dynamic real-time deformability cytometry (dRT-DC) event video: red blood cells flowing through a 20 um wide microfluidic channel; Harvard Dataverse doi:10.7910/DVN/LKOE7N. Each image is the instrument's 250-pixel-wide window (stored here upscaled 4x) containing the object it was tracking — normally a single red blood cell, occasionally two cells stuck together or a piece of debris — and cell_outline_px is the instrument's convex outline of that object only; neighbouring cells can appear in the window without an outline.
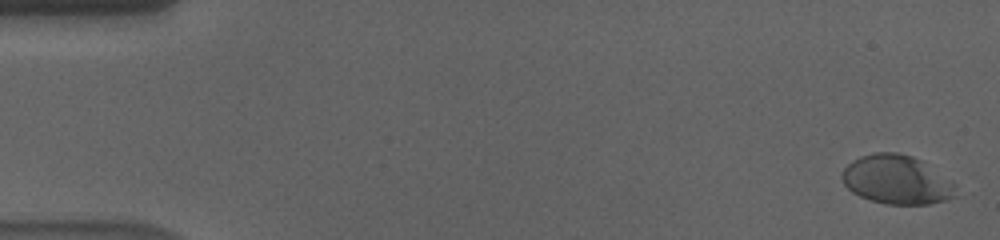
{"species": "human", "species_latin": "Homo sapiens", "temperature_condition": "cold", "stored_images_in_passage": 58, "camera_frame_rate_fps": 3000, "um_per_image_px": 0.085, "donor": {"sex": "male"}, "frame": {"image": 1, "passage_image": 2, "time_ms": 0.333, "image_size_px": [1000, 240], "cell_outline_px": [[956, 184], [952, 196], [944, 200], [928, 204], [884, 204], [868, 200], [852, 192], [844, 184], [840, 176], [844, 168], [852, 160], [860, 156], [876, 152], [896, 152], [912, 156], [920, 160], [952, 180]], "centroid_in_image_um": [76.17, 15.27], "position_along_channel_um": 8.8, "area_um2": 32.37}}
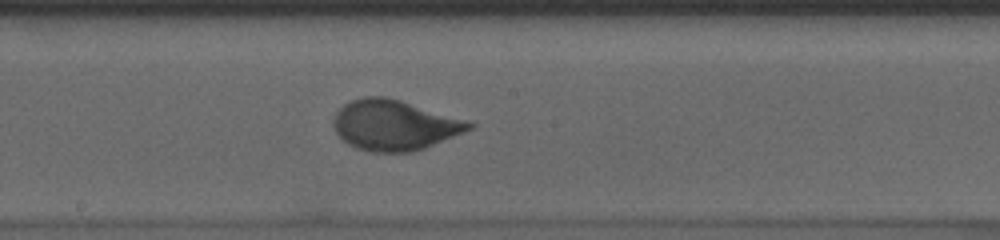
{"frame": {"image": 2, "passage_image": 32, "time_ms": 10.333, "image_size_px": [1000, 240], "cell_outline_px": [[476, 124], [472, 128], [464, 132], [424, 148], [412, 152], [368, 152], [356, 148], [348, 144], [332, 128], [332, 120], [336, 112], [348, 100], [364, 96], [384, 96], [400, 100], [464, 120]], "centroid_in_image_um": [33.45, 10.64], "position_along_channel_um": 214.8, "area_um2": 39.59}}
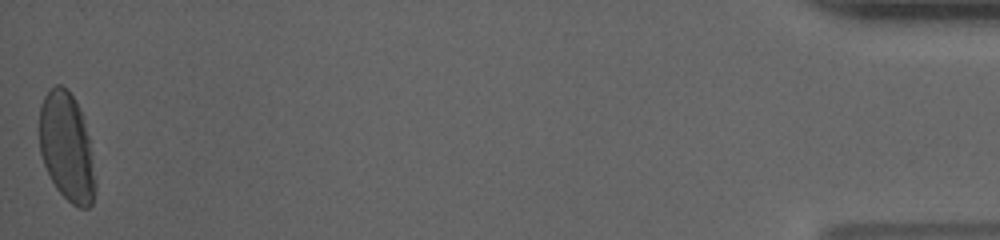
{"frame": {"image": 3, "passage_image": 58, "time_ms": 19.0, "image_size_px": [1000, 240], "cell_outline_px": [[96, 188], [92, 204], [88, 208], [80, 208], [72, 204], [56, 188], [44, 164], [40, 152], [40, 104], [44, 96], [56, 84], [60, 84], [68, 88], [76, 100], [80, 108], [88, 136], [96, 180]], "centroid_in_image_um": [5.68, 12.49], "position_along_channel_um": 429.5, "area_um2": 35.32}, "authors_computed_cell_mechanics": {"area_um2": 36.2406, "velocity_mm_per_s": 3.5507, "shape_relaxation_time_tau1_ms": 3.8043, "shape_relaxation_time_tau2_ms": null, "deformation_change_tau1": 0.1404, "deformation_change_tau2": null}}